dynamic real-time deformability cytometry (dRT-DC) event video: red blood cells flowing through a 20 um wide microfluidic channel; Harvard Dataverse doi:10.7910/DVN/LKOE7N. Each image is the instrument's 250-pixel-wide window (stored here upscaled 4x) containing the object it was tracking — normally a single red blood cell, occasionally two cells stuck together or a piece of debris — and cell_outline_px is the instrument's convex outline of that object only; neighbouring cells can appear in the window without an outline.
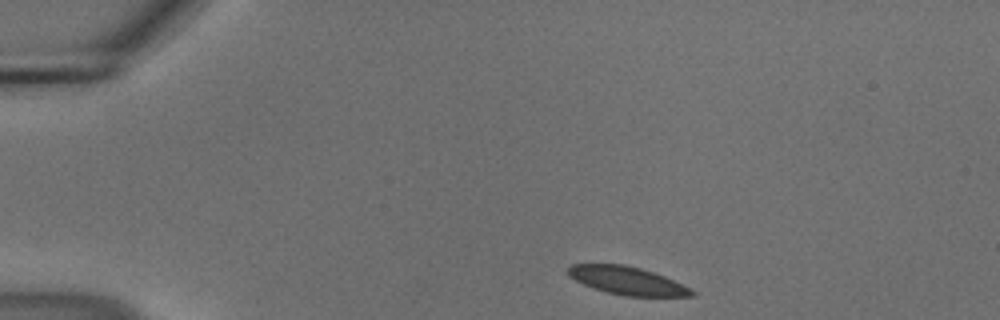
{"species": "common noctule bat (a hibernating species)", "species_latin": "Nyctalus noctula", "temperature_condition": "cold", "stored_images_in_passage": 46, "camera_frame_rate_fps": 3000, "um_per_image_px": 0.085, "animal": {"sex": "male", "body_mass_g": 18.8}, "frame": {"image": 1, "passage_image": 1, "time_ms": 0.0, "image_size_px": [1000, 320], "cell_outline_px": [[696, 296], [624, 296], [592, 288], [568, 276], [568, 268], [572, 264], [624, 264], [640, 268], [664, 276], [696, 292]], "centroid_in_image_um": [53.29, 23.85], "position_along_channel_um": 31.7, "area_um2": 19.94}}
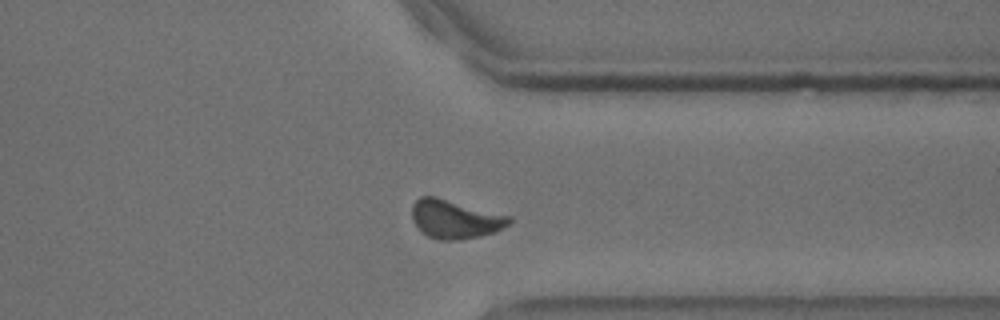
{"frame": {"image": 2, "passage_image": 34, "time_ms": 11.0, "image_size_px": [1000, 320], "cell_outline_px": [[512, 220], [508, 224], [496, 232], [480, 236], [456, 240], [440, 240], [428, 236], [420, 232], [416, 228], [412, 220], [412, 204], [420, 196], [436, 196], [508, 216]], "centroid_in_image_um": [38.61, 18.63], "position_along_channel_um": 372.8, "area_um2": 21.85}}
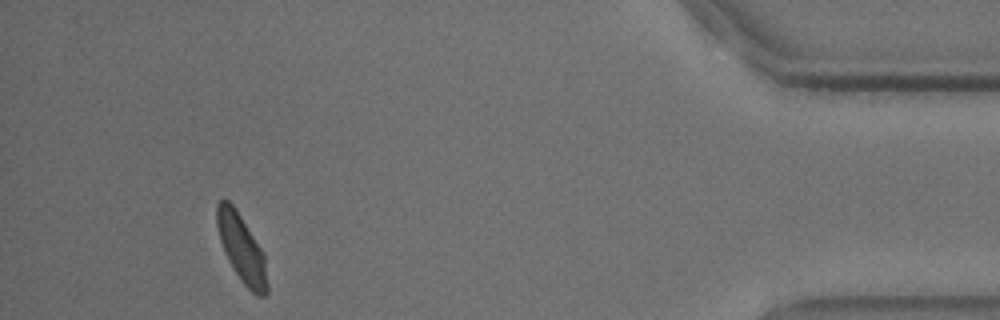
{"frame": {"image": 3, "passage_image": 42, "time_ms": 13.667, "image_size_px": [1000, 320], "cell_outline_px": [[268, 292], [264, 296], [256, 296], [240, 280], [228, 260], [220, 240], [216, 224], [216, 204], [224, 196], [232, 204], [264, 252], [268, 284]], "centroid_in_image_um": [20.54, 21.12], "position_along_channel_um": 414.7, "area_um2": 19.88}, "authors_computed_cell_mechanics": {"area_um2": 21.1259, "velocity_mm_per_s": 3.6622, "shape_relaxation_time_tau1_ms": 3.854, "shape_relaxation_time_tau2_ms": 3.6152, "deformation_change_tau1": 0.0714, "deformation_change_tau2": 0.0571}}